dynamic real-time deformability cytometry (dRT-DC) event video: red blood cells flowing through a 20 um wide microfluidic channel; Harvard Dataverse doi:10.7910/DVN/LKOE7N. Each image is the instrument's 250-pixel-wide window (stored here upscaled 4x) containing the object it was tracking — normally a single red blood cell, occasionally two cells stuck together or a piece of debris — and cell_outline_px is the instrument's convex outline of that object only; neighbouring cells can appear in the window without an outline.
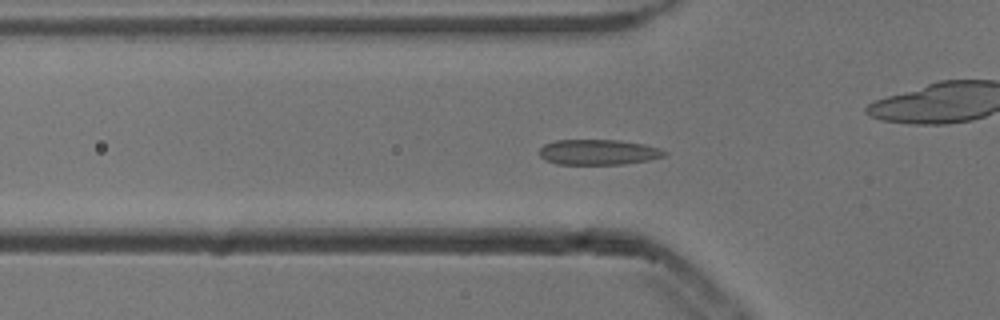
{"species": "common noctule bat (a hibernating species)", "species_latin": "Nyctalus noctula", "temperature_condition": "cold", "stored_images_in_passage": 54, "camera_frame_rate_fps": 3000, "um_per_image_px": 0.085, "animal": {"sex": "male", "body_mass_g": 13.3}, "frame": {"image": 1, "passage_image": 17, "time_ms": 5.333, "image_size_px": [1000, 320], "cell_outline_px": [[668, 152], [664, 156], [648, 160], [624, 164], [556, 164], [544, 160], [540, 156], [540, 148], [544, 144], [556, 140], [616, 140], [644, 144], [660, 148]], "centroid_in_image_um": [50.85, 12.93], "position_along_channel_um": 75.0, "area_um2": 18.5}}
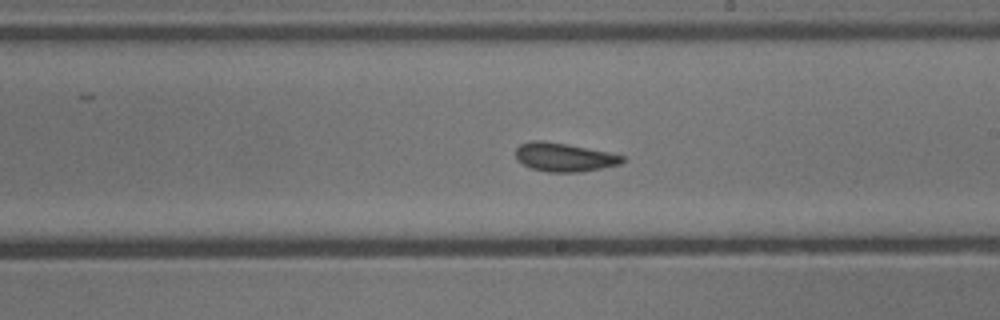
{"frame": {"image": 2, "passage_image": 30, "time_ms": 9.667, "image_size_px": [1000, 320], "cell_outline_px": [[624, 160], [620, 164], [580, 172], [548, 172], [528, 168], [516, 160], [516, 148], [520, 144], [532, 140], [544, 140], [568, 144], [608, 152], [624, 156]], "centroid_in_image_um": [47.89, 13.36], "position_along_channel_um": 241.1, "area_um2": 17.92}}
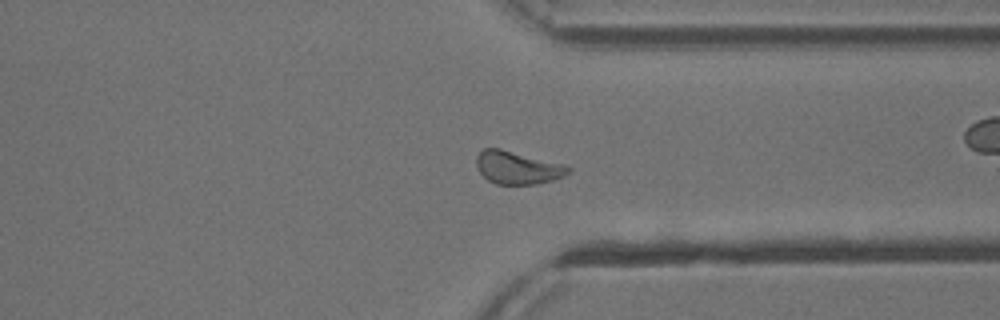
{"frame": {"image": 3, "passage_image": 40, "time_ms": 13.0, "image_size_px": [1000, 320], "cell_outline_px": [[572, 172], [564, 176], [552, 180], [536, 184], [496, 184], [488, 180], [480, 172], [476, 164], [476, 156], [484, 148], [500, 148], [568, 164], [572, 168]], "centroid_in_image_um": [44.06, 14.23], "position_along_channel_um": 367.3, "area_um2": 17.92}, "authors_computed_cell_mechanics": {"area_um2": 18.1781, "velocity_mm_per_s": 3.8151, "shape_relaxation_time_tau1_ms": 3.9005, "shape_relaxation_time_tau2_ms": 1.6735, "deformation_change_tau1": 0.1086, "deformation_change_tau2": 0.0635}}